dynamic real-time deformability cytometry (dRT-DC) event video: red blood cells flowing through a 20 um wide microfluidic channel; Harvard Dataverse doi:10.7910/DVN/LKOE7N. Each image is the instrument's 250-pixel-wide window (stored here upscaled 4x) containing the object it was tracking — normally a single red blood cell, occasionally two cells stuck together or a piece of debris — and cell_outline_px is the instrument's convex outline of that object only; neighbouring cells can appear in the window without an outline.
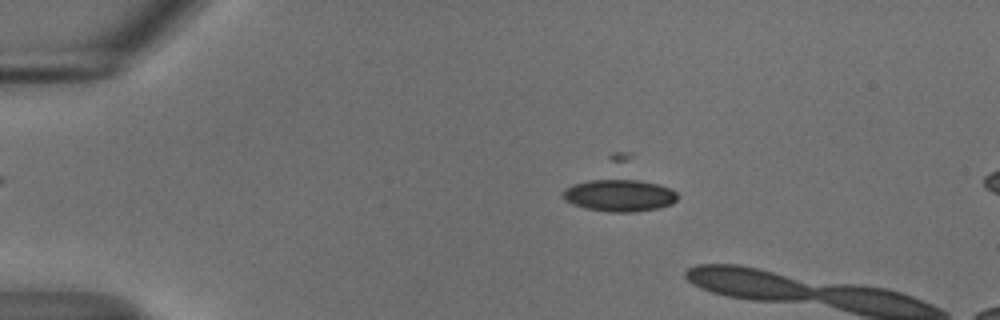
{"species": "common noctule bat (a hibernating species)", "species_latin": "Nyctalus noctula", "temperature_condition": "cold", "stored_images_in_passage": 15, "camera_frame_rate_fps": 3000, "um_per_image_px": 0.085, "animal": {"sex": "male", "body_mass_g": 18.8}, "frame": {"image": 1, "passage_image": 11, "time_ms": 3.333, "image_size_px": [1000, 320], "cell_outline_px": [[680, 196], [672, 204], [660, 208], [636, 212], [608, 212], [584, 208], [572, 204], [564, 200], [564, 188], [572, 184], [588, 180], [612, 176], [624, 176], [660, 184], [672, 188]], "centroid_in_image_um": [52.68, 16.55], "position_along_channel_um": 32.3, "area_um2": 22.72}}